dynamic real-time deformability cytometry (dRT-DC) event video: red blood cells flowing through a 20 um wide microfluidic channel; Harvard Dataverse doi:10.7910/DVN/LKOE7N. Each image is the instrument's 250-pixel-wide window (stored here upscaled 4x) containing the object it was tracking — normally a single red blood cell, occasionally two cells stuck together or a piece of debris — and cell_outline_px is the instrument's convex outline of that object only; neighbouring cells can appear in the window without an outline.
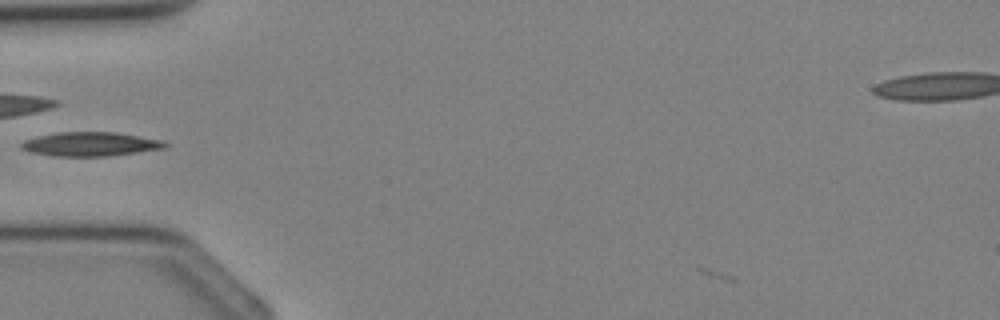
{"species": "Egyptian fruit bat (a non-hibernating species)", "species_latin": "Rousettus aegyptiacus", "temperature_condition": "cold", "stored_images_in_passage": 26, "camera_frame_rate_fps": 3000, "um_per_image_px": 0.085, "animal": {"sex": "female"}, "frame": {"image": 1, "passage_image": 2, "time_ms": 0.333, "image_size_px": [1000, 320], "cell_outline_px": [[168, 144], [164, 148], [108, 156], [52, 156], [32, 152], [20, 148], [20, 144], [24, 140], [36, 136], [56, 132], [116, 132], [164, 140]], "centroid_in_image_um": [7.66, 12.24], "position_along_channel_um": 77.3, "area_um2": 20.17}}